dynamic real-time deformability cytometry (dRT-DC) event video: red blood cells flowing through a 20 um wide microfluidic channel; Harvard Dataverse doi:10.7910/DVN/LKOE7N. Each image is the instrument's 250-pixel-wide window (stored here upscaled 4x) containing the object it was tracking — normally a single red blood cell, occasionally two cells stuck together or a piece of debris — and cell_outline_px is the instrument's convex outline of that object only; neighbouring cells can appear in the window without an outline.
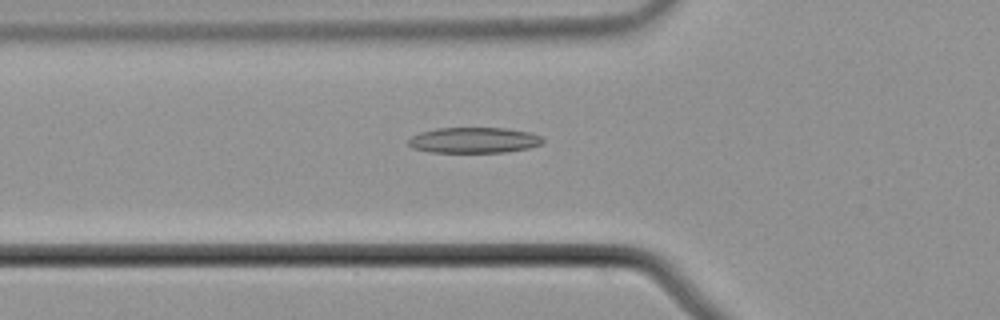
{"species": "common noctule bat (a hibernating species)", "species_latin": "Nyctalus noctula", "temperature_condition": "cold", "stored_images_in_passage": 38, "camera_frame_rate_fps": 3000, "um_per_image_px": 0.085, "animal": {"sex": "male", "body_mass_g": 21.5, "forearm_length_mm": 52.0}, "frame": {"image": 1, "passage_image": 2, "time_ms": 0.333, "image_size_px": [1000, 320], "cell_outline_px": [[544, 140], [540, 144], [528, 148], [504, 152], [432, 152], [412, 148], [408, 144], [408, 140], [412, 136], [420, 132], [436, 128], [508, 128], [528, 132], [540, 136]], "centroid_in_image_um": [40.26, 11.91], "position_along_channel_um": 85.5, "area_um2": 20.0}}
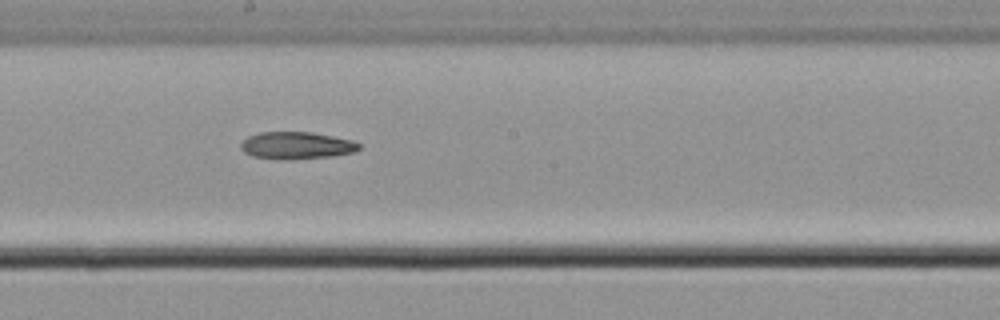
{"frame": {"image": 2, "passage_image": 13, "time_ms": 4.0, "image_size_px": [1000, 320], "cell_outline_px": [[360, 148], [356, 152], [332, 156], [292, 160], [280, 160], [252, 156], [244, 152], [240, 148], [240, 144], [248, 136], [260, 132], [312, 132], [352, 140], [360, 144]], "centroid_in_image_um": [25.2, 12.38], "position_along_channel_um": 223.0, "area_um2": 18.96}}
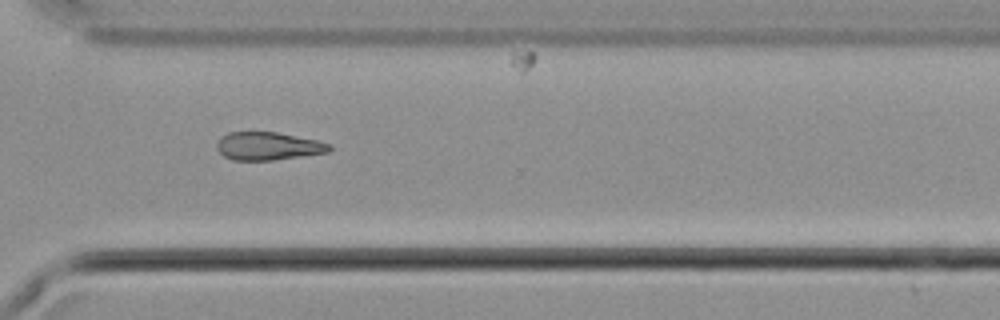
{"frame": {"image": 3, "passage_image": 23, "time_ms": 7.333, "image_size_px": [1000, 320], "cell_outline_px": [[332, 148], [328, 152], [272, 160], [232, 160], [224, 156], [216, 148], [216, 144], [220, 136], [228, 132], [276, 132], [316, 140], [332, 144]], "centroid_in_image_um": [22.76, 12.41], "position_along_channel_um": 347.8, "area_um2": 18.32}}